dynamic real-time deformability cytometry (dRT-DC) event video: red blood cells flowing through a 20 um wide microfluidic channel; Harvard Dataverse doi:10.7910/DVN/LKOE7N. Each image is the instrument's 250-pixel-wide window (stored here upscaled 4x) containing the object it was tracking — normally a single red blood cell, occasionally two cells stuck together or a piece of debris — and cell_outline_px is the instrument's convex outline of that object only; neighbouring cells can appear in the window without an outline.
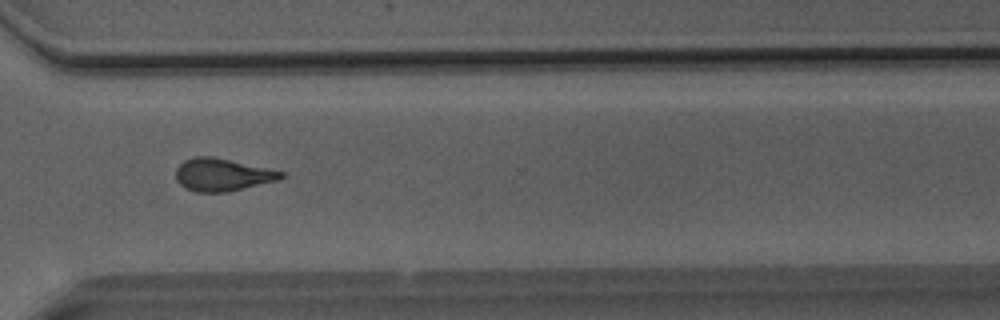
{"species": "Egyptian fruit bat (a non-hibernating species)", "species_latin": "Rousettus aegyptiacus", "temperature_condition": "room temperature", "stored_images_in_passage": 42, "camera_frame_rate_fps": 3000, "um_per_image_px": 0.085, "animal": {"sex": "male"}, "frame": {"image": 1, "passage_image": 29, "time_ms": 9.333, "image_size_px": [1000, 320], "cell_outline_px": [[284, 176], [280, 180], [228, 192], [196, 192], [184, 188], [176, 180], [176, 168], [184, 160], [192, 156], [212, 156], [268, 168], [284, 172]], "centroid_in_image_um": [18.89, 14.85], "position_along_channel_um": 351.7, "area_um2": 20.17}}
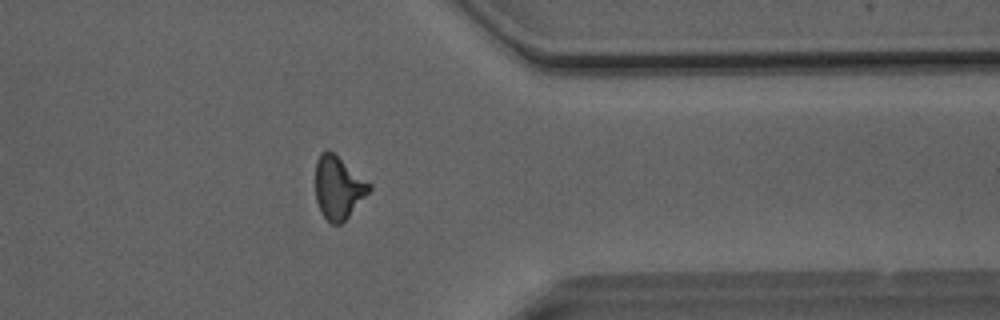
{"frame": {"image": 2, "passage_image": 32, "time_ms": 10.333, "image_size_px": [1000, 320], "cell_outline_px": [[372, 188], [348, 216], [340, 224], [332, 224], [320, 212], [316, 200], [316, 160], [320, 152], [328, 148], [372, 184]], "centroid_in_image_um": [28.74, 15.91], "position_along_channel_um": 382.7, "area_um2": 19.59}}
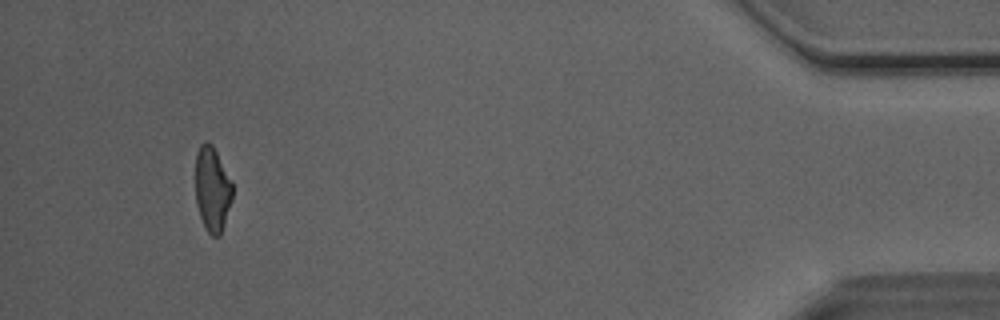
{"frame": {"image": 3, "passage_image": 39, "time_ms": 12.667, "image_size_px": [1000, 320], "cell_outline_px": [[232, 200], [220, 236], [212, 236], [204, 228], [196, 204], [196, 152], [200, 144], [204, 140], [208, 140], [212, 144], [232, 180]], "centroid_in_image_um": [18.04, 16.05], "position_along_channel_um": 417.2, "area_um2": 18.5}, "authors_computed_cell_mechanics": {"area_um2": 19.8254, "velocity_mm_per_s": 4.0739, "shape_relaxation_time_tau1_ms": 9.8543, "shape_relaxation_time_tau2_ms": 1.8648, "deformation_change_tau1": 0.2427, "deformation_change_tau2": 0.1097}}